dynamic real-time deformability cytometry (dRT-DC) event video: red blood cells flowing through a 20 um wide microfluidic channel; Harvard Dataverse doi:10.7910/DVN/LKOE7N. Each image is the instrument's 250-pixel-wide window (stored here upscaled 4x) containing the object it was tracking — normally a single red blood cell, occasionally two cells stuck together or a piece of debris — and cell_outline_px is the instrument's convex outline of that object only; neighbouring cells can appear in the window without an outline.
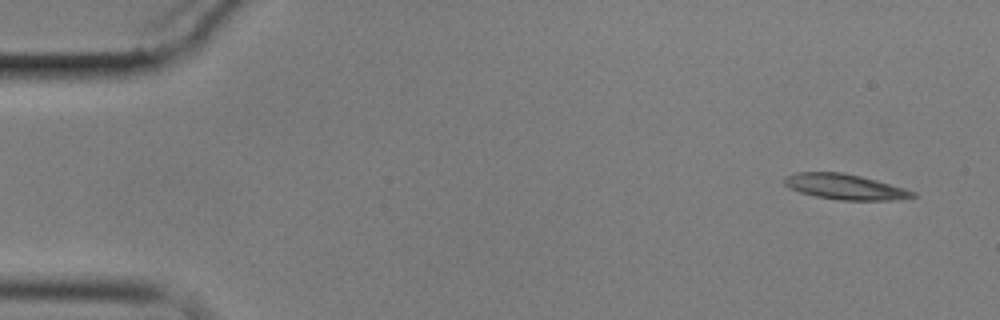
{"species": "common noctule bat (a hibernating species)", "species_latin": "Nyctalus noctula", "temperature_condition": "cold", "stored_images_in_passage": 6, "camera_frame_rate_fps": 3000, "um_per_image_px": 0.085, "animal": {"sex": "male", "body_mass_g": 17.9}, "frame": {"image": 1, "passage_image": 1, "time_ms": 0.0, "image_size_px": [1000, 320], "cell_outline_px": [[916, 196], [892, 200], [840, 200], [816, 196], [800, 192], [784, 184], [784, 176], [796, 172], [844, 172], [876, 180], [904, 188], [916, 192]], "centroid_in_image_um": [71.81, 15.86], "position_along_channel_um": 13.2, "area_um2": 18.84}}
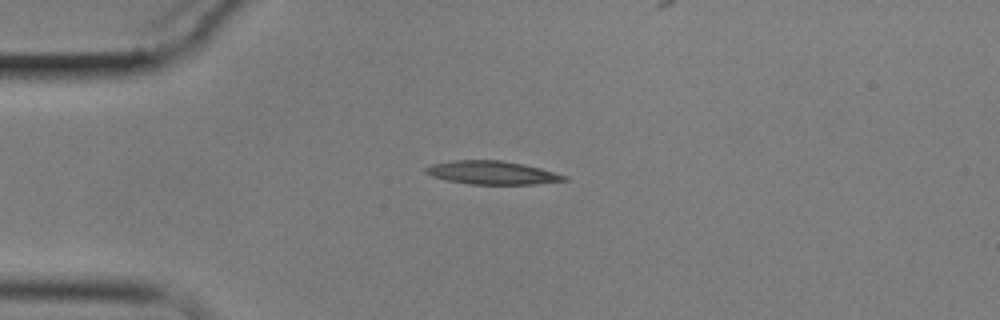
{"frame": {"image": 2, "passage_image": 4, "time_ms": 3.667, "image_size_px": [1000, 320], "cell_outline_px": [[568, 180], [536, 184], [468, 184], [448, 180], [432, 176], [424, 172], [424, 168], [432, 164], [452, 160], [500, 160], [524, 164], [540, 168], [568, 176]], "centroid_in_image_um": [41.82, 14.67], "position_along_channel_um": 43.2, "area_um2": 18.84}}